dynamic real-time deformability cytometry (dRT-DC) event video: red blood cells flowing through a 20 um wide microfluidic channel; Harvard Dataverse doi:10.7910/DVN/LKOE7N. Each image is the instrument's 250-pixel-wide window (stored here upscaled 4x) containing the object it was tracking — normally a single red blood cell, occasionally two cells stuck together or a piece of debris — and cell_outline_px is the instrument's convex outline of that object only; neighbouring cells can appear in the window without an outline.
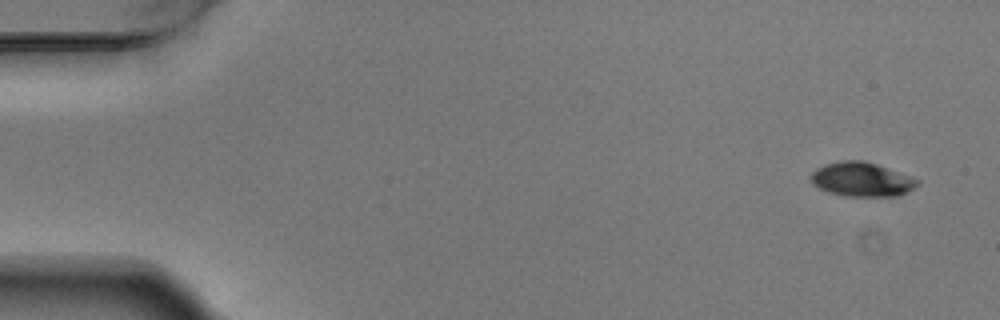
{"species": "Egyptian fruit bat (a non-hibernating species)", "species_latin": "Rousettus aegyptiacus", "temperature_condition": "warm", "stored_images_in_passage": 5, "camera_frame_rate_fps": 3000, "um_per_image_px": 0.085, "animal": {"sex": "male"}, "frame": {"image": 1, "passage_image": 1, "time_ms": 0.0, "image_size_px": [1000, 320], "cell_outline_px": [[920, 184], [908, 192], [896, 196], [844, 196], [828, 192], [812, 184], [808, 176], [816, 168], [824, 164], [844, 160], [864, 160], [876, 164], [920, 180]], "centroid_in_image_um": [73.21, 15.25], "position_along_channel_um": 11.8, "area_um2": 21.33}}